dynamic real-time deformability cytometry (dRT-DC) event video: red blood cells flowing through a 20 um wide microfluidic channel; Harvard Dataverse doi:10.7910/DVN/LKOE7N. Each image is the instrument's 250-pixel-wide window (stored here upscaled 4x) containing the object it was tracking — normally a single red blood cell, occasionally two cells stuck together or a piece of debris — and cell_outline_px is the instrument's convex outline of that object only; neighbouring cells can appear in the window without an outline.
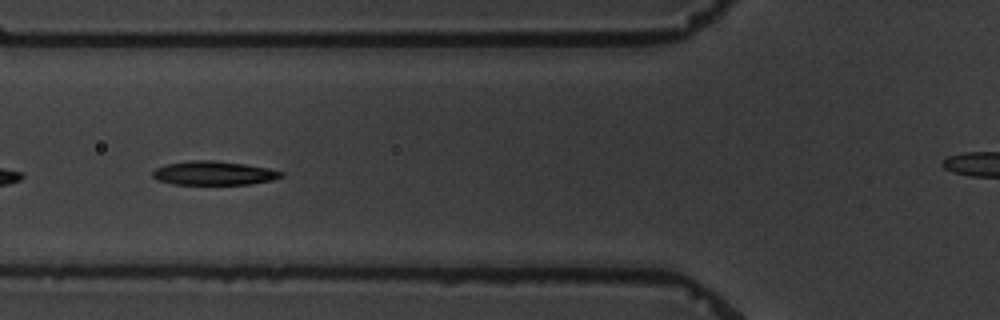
{"species": "common noctule bat (a hibernating species)", "species_latin": "Nyctalus noctula", "temperature_condition": "warm", "stored_images_in_passage": 8, "camera_frame_rate_fps": 3000, "um_per_image_px": 0.085, "animal": {"sex": "male", "body_mass_g": 19.5, "forearm_length_mm": 54.6}, "frame": {"image": 1, "passage_image": 5, "time_ms": 4.333, "image_size_px": [1000, 320], "cell_outline_px": [[284, 176], [272, 180], [248, 184], [172, 184], [156, 180], [152, 176], [152, 172], [156, 168], [164, 164], [188, 160], [212, 160], [244, 164], [268, 168], [284, 172]], "centroid_in_image_um": [18.13, 14.71], "position_along_channel_um": 107.7, "area_um2": 17.98}}
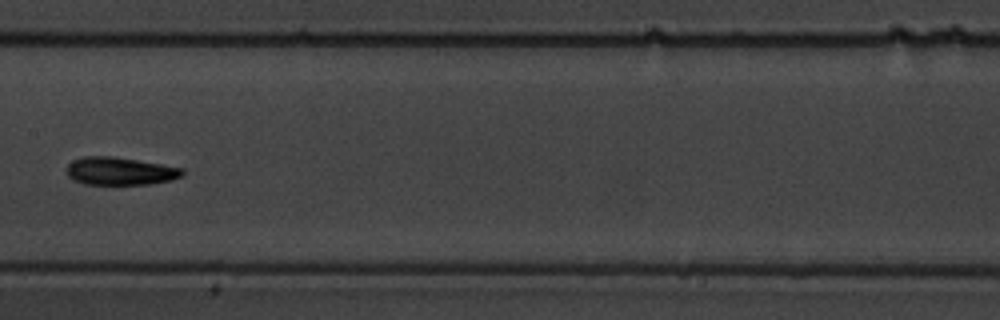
{"frame": {"image": 2, "passage_image": 7, "time_ms": 7.0, "image_size_px": [1000, 320], "cell_outline_px": [[184, 172], [180, 176], [172, 180], [148, 184], [84, 184], [72, 180], [68, 176], [64, 168], [72, 160], [84, 156], [112, 156], [184, 168]], "centroid_in_image_um": [10.14, 14.54], "position_along_channel_um": 197.3, "area_um2": 18.84}}
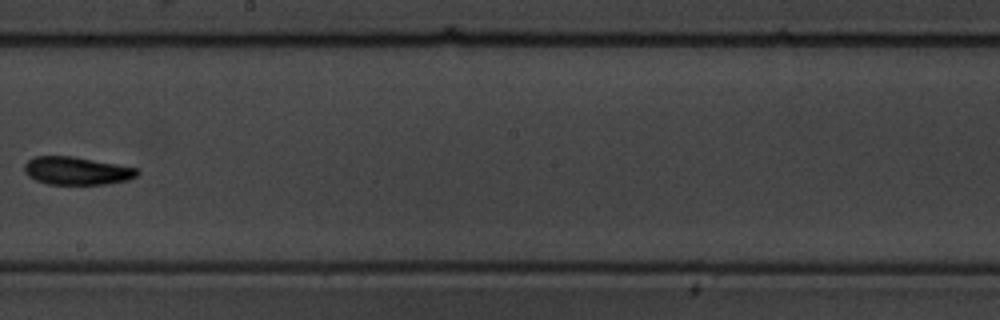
{"frame": {"image": 3, "passage_image": 8, "time_ms": 8.333, "image_size_px": [1000, 320], "cell_outline_px": [[140, 172], [136, 176], [128, 180], [108, 184], [48, 184], [36, 180], [28, 176], [24, 172], [24, 164], [32, 156], [72, 156], [140, 168]], "centroid_in_image_um": [6.53, 14.51], "position_along_channel_um": 241.7, "area_um2": 18.55}}